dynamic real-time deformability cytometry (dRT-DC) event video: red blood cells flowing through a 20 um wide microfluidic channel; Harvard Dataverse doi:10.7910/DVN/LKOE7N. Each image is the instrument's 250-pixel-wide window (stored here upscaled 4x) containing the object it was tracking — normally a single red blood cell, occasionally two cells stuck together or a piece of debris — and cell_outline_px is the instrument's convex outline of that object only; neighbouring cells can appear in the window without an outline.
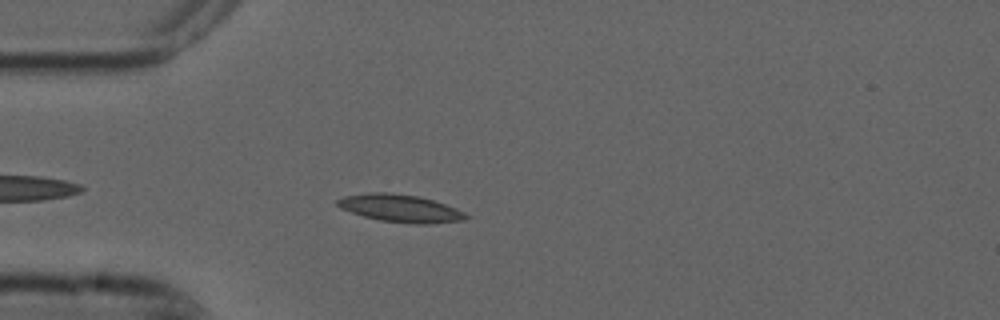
{"species": "common noctule bat (a hibernating species)", "species_latin": "Nyctalus noctula", "temperature_condition": "cold", "stored_images_in_passage": 5, "camera_frame_rate_fps": 3000, "um_per_image_px": 0.085, "animal": {"sex": "male", "forearm_length_mm": 52.5}, "frame": {"image": 1, "passage_image": 5, "time_ms": 1.333, "image_size_px": [1000, 320], "cell_outline_px": [[472, 216], [464, 220], [432, 224], [416, 224], [380, 220], [364, 216], [340, 208], [336, 204], [336, 200], [344, 196], [372, 192], [388, 192], [416, 196], [432, 200], [456, 208]], "centroid_in_image_um": [34.05, 17.71], "position_along_channel_um": 50.9, "area_um2": 20.58}}